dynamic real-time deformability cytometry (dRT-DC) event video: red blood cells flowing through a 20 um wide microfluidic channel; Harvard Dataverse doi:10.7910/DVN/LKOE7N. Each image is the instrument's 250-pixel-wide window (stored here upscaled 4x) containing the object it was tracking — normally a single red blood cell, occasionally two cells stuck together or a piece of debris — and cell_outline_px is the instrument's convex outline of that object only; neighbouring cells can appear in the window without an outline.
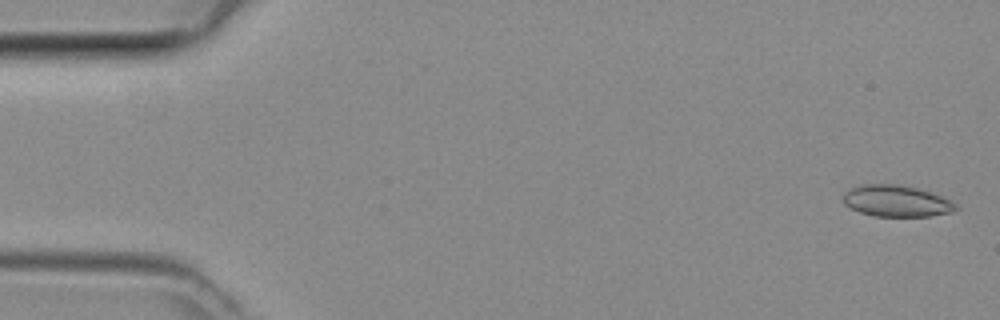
{"species": "common noctule bat (a hibernating species)", "species_latin": "Nyctalus noctula", "temperature_condition": "room temperature", "stored_images_in_passage": 47, "camera_frame_rate_fps": 3000, "um_per_image_px": 0.085, "animal": {"sex": "female", "body_mass_g": 29.2, "forearm_length_mm": 56.3}, "frame": {"image": 1, "passage_image": 1, "time_ms": 0.0, "image_size_px": [1000, 320], "cell_outline_px": [[960, 208], [952, 212], [928, 216], [872, 216], [860, 212], [844, 204], [844, 192], [848, 188], [864, 184], [900, 184], [916, 188], [940, 196], [956, 204]], "centroid_in_image_um": [76.17, 17.08], "position_along_channel_um": 8.8, "area_um2": 20.52}}
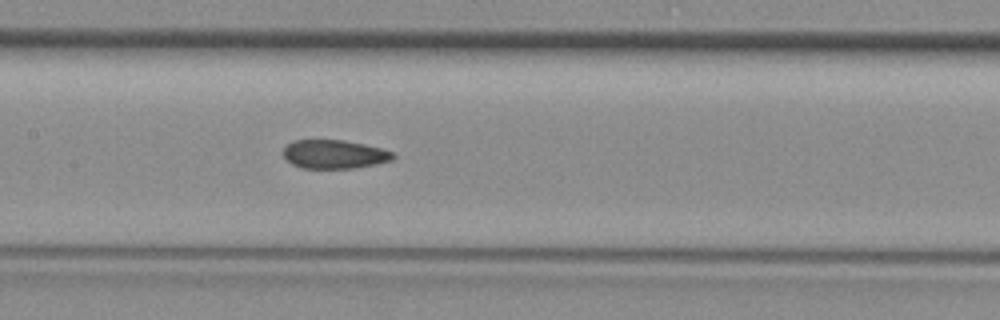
{"frame": {"image": 2, "passage_image": 22, "time_ms": 7.0, "image_size_px": [1000, 320], "cell_outline_px": [[396, 156], [392, 160], [376, 164], [356, 168], [300, 168], [292, 164], [284, 156], [284, 148], [288, 144], [296, 140], [340, 140], [364, 144], [380, 148], [392, 152]], "centroid_in_image_um": [28.43, 13.12], "position_along_channel_um": 179.0, "area_um2": 18.21}}
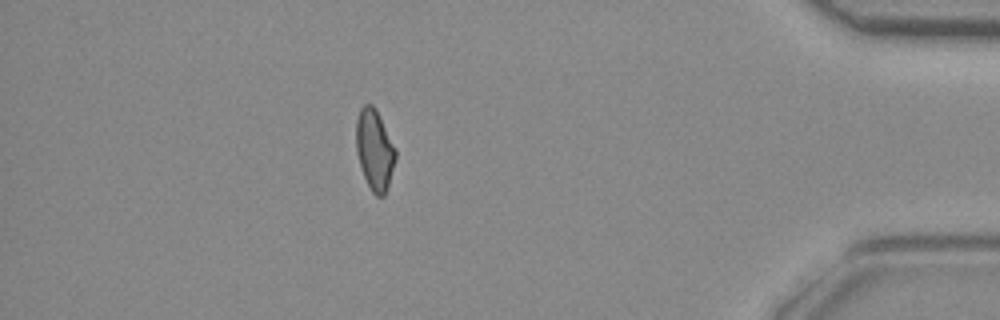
{"frame": {"image": 3, "passage_image": 41, "time_ms": 13.333, "image_size_px": [1000, 320], "cell_outline_px": [[396, 160], [384, 196], [376, 196], [372, 192], [364, 176], [356, 152], [356, 120], [360, 108], [364, 104], [372, 104], [376, 108], [396, 148]], "centroid_in_image_um": [31.84, 12.7], "position_along_channel_um": 403.4, "area_um2": 18.55}}